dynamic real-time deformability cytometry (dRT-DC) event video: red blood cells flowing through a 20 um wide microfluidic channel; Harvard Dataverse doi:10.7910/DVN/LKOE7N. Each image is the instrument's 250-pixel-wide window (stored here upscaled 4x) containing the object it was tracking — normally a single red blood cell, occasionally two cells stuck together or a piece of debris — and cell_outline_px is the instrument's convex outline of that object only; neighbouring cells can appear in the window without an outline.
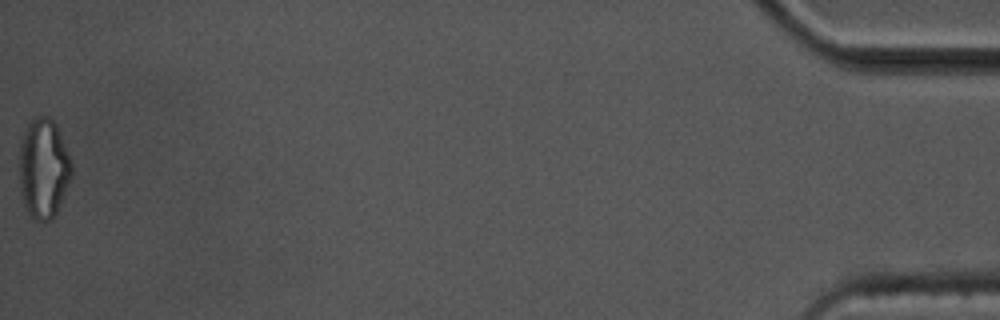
{"species": "common noctule bat (a hibernating species)", "species_latin": "Nyctalus noctula", "temperature_condition": "cold", "stored_images_in_passage": 45, "camera_frame_rate_fps": 3000, "um_per_image_px": 0.085, "animal": {"sex": "male", "body_mass_g": 17.5, "forearm_length_mm": 52.3}, "frame": {"image": 1, "passage_image": 45, "time_ms": 14.667, "image_size_px": [1000, 320], "cell_outline_px": [[72, 176], [56, 212], [52, 220], [36, 220], [28, 212], [24, 204], [20, 192], [20, 140], [28, 124], [36, 116], [48, 116], [56, 124], [68, 152], [72, 164]], "centroid_in_image_um": [3.7, 14.3], "position_along_channel_um": 431.5, "area_um2": 30.23}, "authors_computed_cell_mechanics": {"area_um2": 19.7098, "velocity_mm_per_s": 3.3426, "shape_relaxation_time_tau1_ms": 4.6622, "shape_relaxation_time_tau2_ms": 2.5284, "deformation_change_tau1": 0.1517, "deformation_change_tau2": 0.1047}}